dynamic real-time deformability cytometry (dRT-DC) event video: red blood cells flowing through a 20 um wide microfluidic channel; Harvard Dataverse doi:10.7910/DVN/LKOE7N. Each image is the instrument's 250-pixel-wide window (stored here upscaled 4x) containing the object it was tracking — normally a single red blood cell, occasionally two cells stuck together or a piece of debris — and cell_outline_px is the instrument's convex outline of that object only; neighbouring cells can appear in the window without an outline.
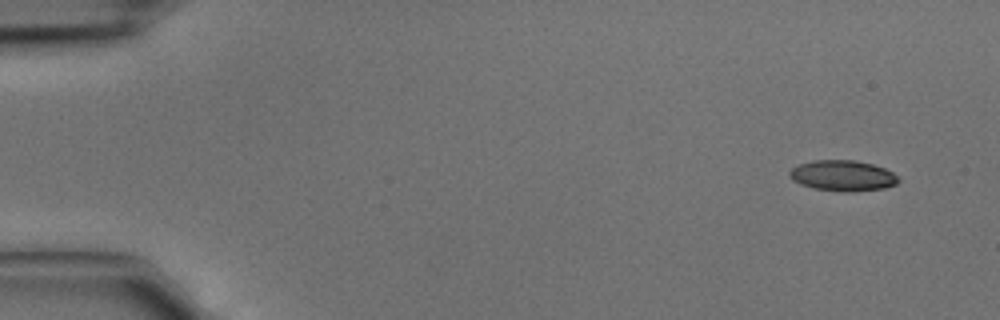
{"species": "common noctule bat (a hibernating species)", "species_latin": "Nyctalus noctula", "temperature_condition": "cold", "stored_images_in_passage": 3, "camera_frame_rate_fps": 3000, "um_per_image_px": 0.085, "animal": {"sex": "male", "body_mass_g": 15.6}, "frame": {"image": 1, "passage_image": 1, "time_ms": 0.0, "image_size_px": [1000, 320], "cell_outline_px": [[900, 180], [896, 184], [884, 188], [852, 192], [844, 192], [812, 188], [800, 184], [792, 180], [788, 176], [788, 172], [796, 164], [812, 160], [856, 160], [872, 164], [884, 168], [892, 172]], "centroid_in_image_um": [71.58, 14.93], "position_along_channel_um": 13.4, "area_um2": 19.71}}
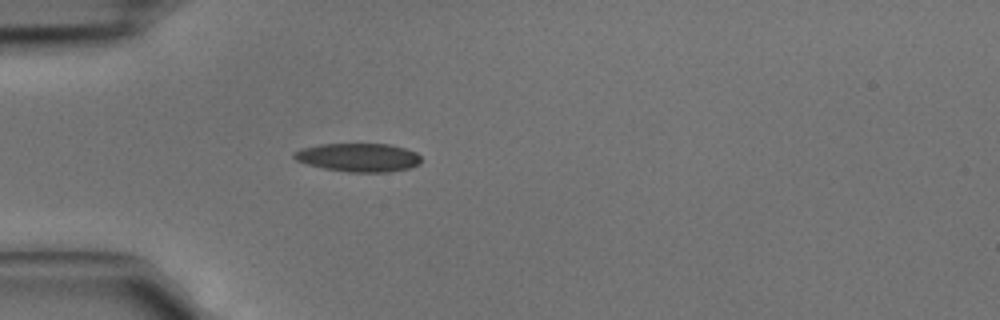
{"frame": {"image": 2, "passage_image": 3, "time_ms": 0.667, "image_size_px": [1000, 320], "cell_outline_px": [[420, 164], [412, 168], [388, 172], [348, 172], [324, 168], [308, 164], [296, 160], [292, 156], [292, 152], [300, 148], [320, 144], [388, 144], [404, 148], [416, 152], [420, 156]], "centroid_in_image_um": [30.46, 13.38], "position_along_channel_um": 54.5, "area_um2": 21.21}}